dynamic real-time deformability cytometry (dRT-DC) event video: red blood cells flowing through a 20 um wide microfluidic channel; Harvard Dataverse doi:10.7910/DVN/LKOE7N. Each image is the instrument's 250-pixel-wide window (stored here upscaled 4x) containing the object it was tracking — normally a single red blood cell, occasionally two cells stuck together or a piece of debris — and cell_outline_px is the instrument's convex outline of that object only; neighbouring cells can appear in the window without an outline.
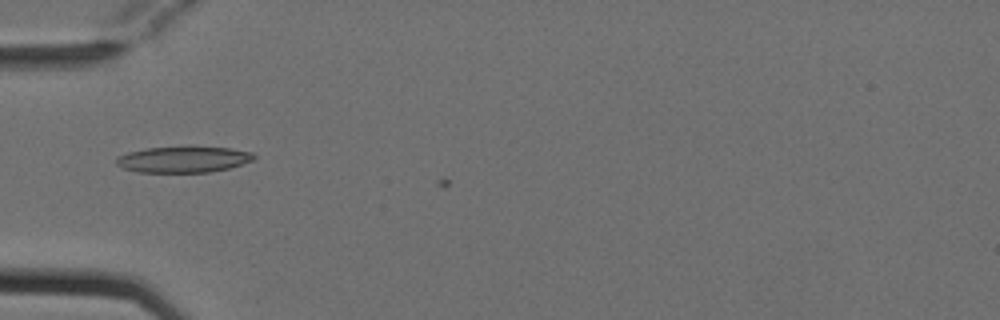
{"species": "Egyptian fruit bat (a non-hibernating species)", "species_latin": "Rousettus aegyptiacus", "temperature_condition": "cold", "stored_images_in_passage": 4, "camera_frame_rate_fps": 3000, "um_per_image_px": 0.085, "animal": {"sex": "female"}, "frame": {"image": 1, "passage_image": 3, "time_ms": 0.667, "image_size_px": [1000, 320], "cell_outline_px": [[256, 156], [252, 160], [228, 168], [208, 172], [136, 172], [124, 168], [116, 164], [116, 156], [128, 152], [148, 148], [188, 144], [228, 148], [252, 152]], "centroid_in_image_um": [15.56, 13.51], "position_along_channel_um": 69.4, "area_um2": 21.5}}